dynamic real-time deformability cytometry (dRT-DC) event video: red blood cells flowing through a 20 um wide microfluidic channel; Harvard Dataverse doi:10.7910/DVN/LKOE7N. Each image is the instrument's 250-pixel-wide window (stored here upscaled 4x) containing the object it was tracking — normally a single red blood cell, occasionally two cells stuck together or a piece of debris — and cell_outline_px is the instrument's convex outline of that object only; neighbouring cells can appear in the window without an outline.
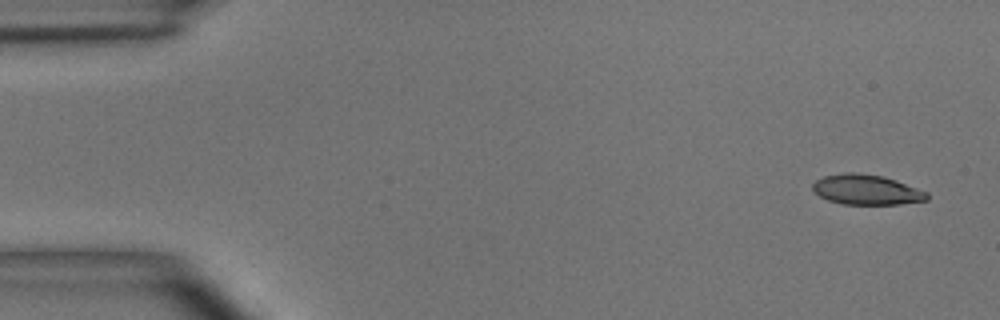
{"species": "common noctule bat (a hibernating species)", "species_latin": "Nyctalus noctula", "temperature_condition": "room temperature", "stored_images_in_passage": 4, "segment_of_instrument_passage": [2, 2], "camera_frame_rate_fps": 3000, "um_per_image_px": 0.085, "animal": {"sex": "male", "body_mass_g": 15.6}, "frame": {"image": 1, "passage_image": 4, "time_ms": 3.333, "image_size_px": [1000, 320], "cell_outline_px": [[928, 200], [900, 204], [844, 204], [828, 200], [820, 196], [812, 188], [812, 184], [816, 180], [824, 176], [844, 172], [856, 172], [884, 176], [896, 180], [928, 192]], "centroid_in_image_um": [73.66, 16.11], "position_along_channel_um": 11.3, "area_um2": 20.06}}